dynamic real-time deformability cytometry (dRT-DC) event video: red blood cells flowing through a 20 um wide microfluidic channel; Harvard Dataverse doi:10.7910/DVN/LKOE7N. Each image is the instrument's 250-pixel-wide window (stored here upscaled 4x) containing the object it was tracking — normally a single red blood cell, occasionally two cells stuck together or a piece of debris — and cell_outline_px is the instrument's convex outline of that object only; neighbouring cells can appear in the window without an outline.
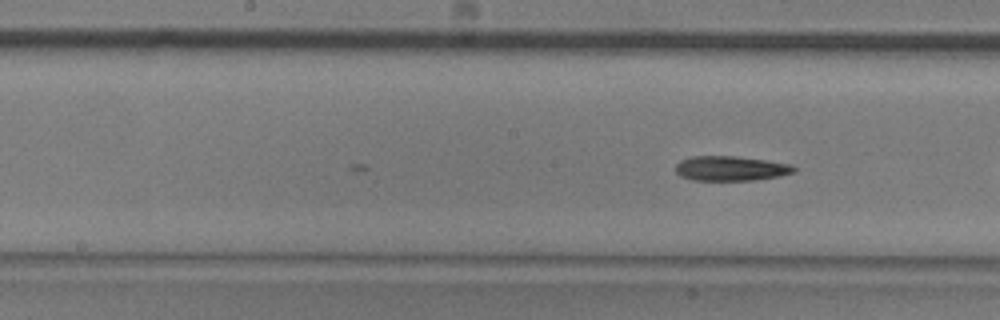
{"species": "common noctule bat (a hibernating species)", "species_latin": "Nyctalus noctula", "temperature_condition": "room temperature", "stored_images_in_passage": 10, "camera_frame_rate_fps": 3000, "um_per_image_px": 0.085, "animal": {"sex": "male", "body_mass_g": 20.5, "forearm_length_mm": 52.5}, "frame": {"image": 1, "passage_image": 10, "time_ms": 3.0, "image_size_px": [1000, 320], "cell_outline_px": [[796, 172], [780, 176], [756, 180], [692, 180], [680, 176], [676, 172], [676, 164], [680, 160], [692, 156], [736, 156], [792, 164], [796, 168]], "centroid_in_image_um": [62.12, 14.32], "position_along_channel_um": 186.1, "area_um2": 17.17}}